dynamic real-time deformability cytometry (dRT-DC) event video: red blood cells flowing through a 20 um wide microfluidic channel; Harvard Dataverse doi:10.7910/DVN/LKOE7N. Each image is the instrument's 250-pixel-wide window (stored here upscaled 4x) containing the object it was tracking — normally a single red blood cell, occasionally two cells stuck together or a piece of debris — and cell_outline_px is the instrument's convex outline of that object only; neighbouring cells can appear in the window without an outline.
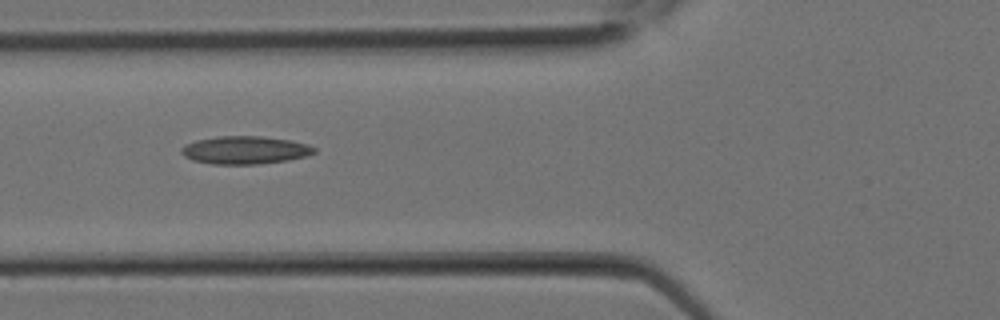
{"species": "Egyptian fruit bat (a non-hibernating species)", "species_latin": "Rousettus aegyptiacus", "temperature_condition": "room temperature", "stored_images_in_passage": 23, "camera_frame_rate_fps": 3000, "um_per_image_px": 0.085, "animal": {"sex": "female"}, "frame": {"image": 1, "passage_image": 9, "time_ms": 2.667, "image_size_px": [1000, 320], "cell_outline_px": [[316, 152], [304, 156], [288, 160], [256, 164], [212, 164], [192, 160], [184, 156], [180, 152], [180, 148], [184, 144], [196, 140], [220, 136], [260, 136], [288, 140], [308, 144], [316, 148]], "centroid_in_image_um": [20.78, 12.75], "position_along_channel_um": 105.0, "area_um2": 21.56}}
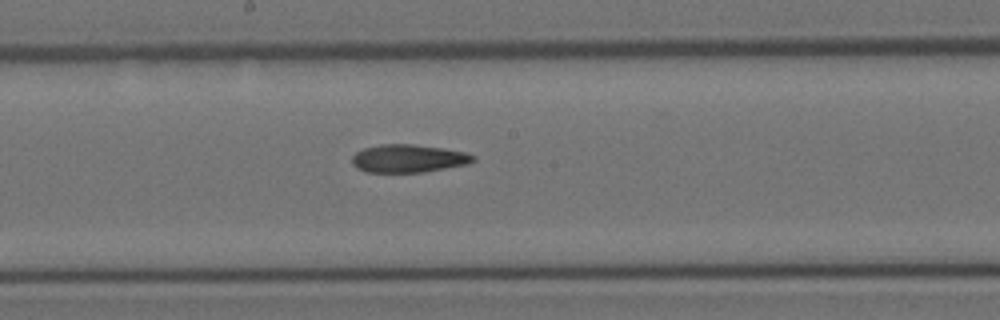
{"frame": {"image": 2, "passage_image": 13, "time_ms": 4.0, "image_size_px": [1000, 320], "cell_outline_px": [[476, 160], [468, 164], [424, 172], [364, 172], [356, 168], [352, 164], [352, 156], [356, 152], [364, 148], [380, 144], [412, 144], [444, 148], [464, 152], [476, 156]], "centroid_in_image_um": [34.7, 13.47], "position_along_channel_um": 213.5, "area_um2": 19.88}}
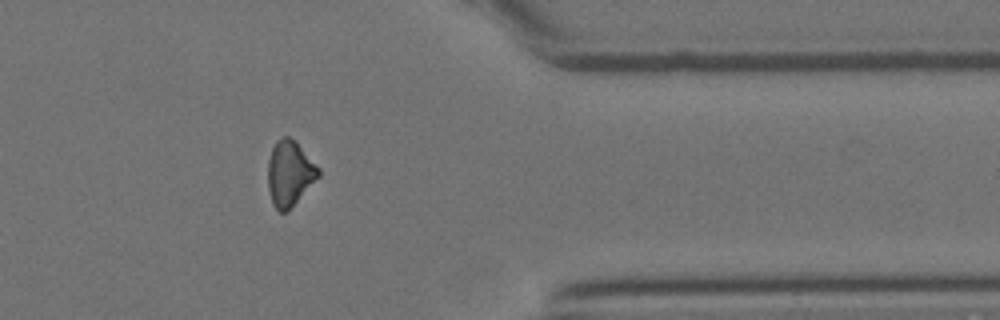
{"frame": {"image": 3, "passage_image": 20, "time_ms": 6.333, "image_size_px": [1000, 320], "cell_outline_px": [[320, 176], [288, 212], [280, 212], [272, 204], [268, 188], [268, 160], [272, 148], [276, 140], [284, 136], [288, 136], [296, 140], [320, 168]], "centroid_in_image_um": [24.63, 14.73], "position_along_channel_um": 386.8, "area_um2": 19.59}}